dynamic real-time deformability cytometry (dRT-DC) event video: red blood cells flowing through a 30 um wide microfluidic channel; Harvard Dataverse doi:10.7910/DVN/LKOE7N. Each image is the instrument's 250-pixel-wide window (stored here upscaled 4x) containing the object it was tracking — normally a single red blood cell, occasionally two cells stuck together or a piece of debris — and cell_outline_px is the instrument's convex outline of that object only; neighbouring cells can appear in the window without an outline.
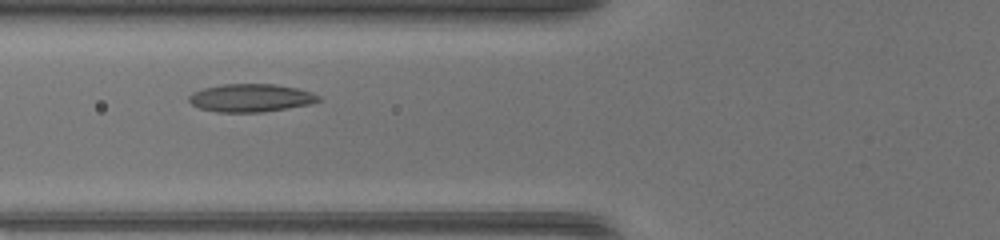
{"species": "common noctule bat (a hibernating species)", "species_latin": "Nyctalus noctula", "temperature_condition": "warm", "stored_images_in_passage": 39, "segment_of_instrument_passage": [1, 2], "camera_frame_rate_fps": 3000, "um_per_image_px": 0.085, "animal": {"sex": "female", "body_mass_g": 17.0, "forearm_length_mm": 48.0}, "frame": {"image": 1, "passage_image": 8, "time_ms": 2.333, "image_size_px": [1000, 240], "cell_outline_px": [[324, 100], [312, 104], [288, 108], [260, 112], [216, 112], [200, 108], [192, 104], [188, 100], [188, 96], [192, 92], [204, 88], [224, 84], [276, 84], [296, 88], [312, 92], [320, 96]], "centroid_in_image_um": [21.36, 8.32], "position_along_channel_um": 104.4, "area_um2": 21.27}}
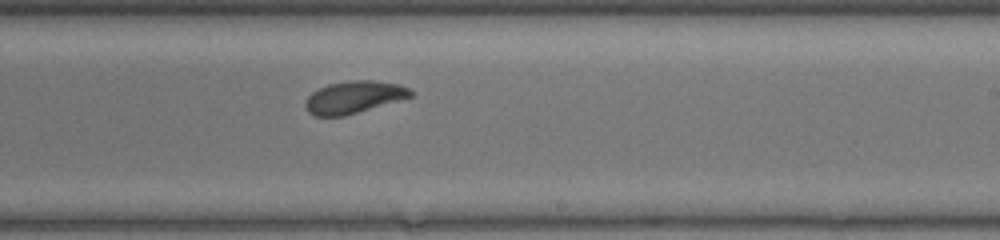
{"frame": {"image": 2, "passage_image": 19, "time_ms": 6.0, "image_size_px": [1000, 240], "cell_outline_px": [[416, 96], [344, 116], [312, 116], [304, 108], [304, 100], [312, 92], [328, 84], [348, 80], [376, 80], [400, 84], [408, 88]], "centroid_in_image_um": [30.08, 8.26], "position_along_channel_um": 258.9, "area_um2": 20.17}}
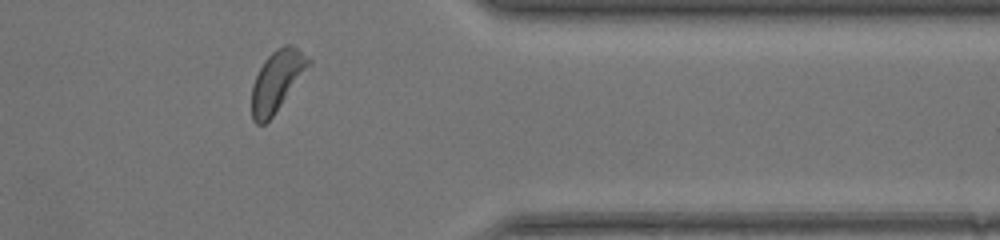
{"frame": {"image": 3, "passage_image": 29, "time_ms": 9.333, "image_size_px": [1000, 240], "cell_outline_px": [[312, 64], [272, 116], [264, 124], [256, 124], [252, 120], [252, 84], [264, 60], [276, 48], [284, 44], [292, 44], [312, 60]], "centroid_in_image_um": [23.55, 6.85], "position_along_channel_um": 387.8, "area_um2": 20.0}}